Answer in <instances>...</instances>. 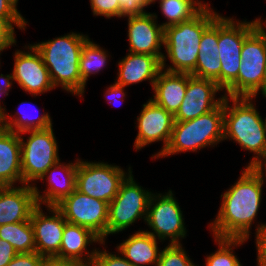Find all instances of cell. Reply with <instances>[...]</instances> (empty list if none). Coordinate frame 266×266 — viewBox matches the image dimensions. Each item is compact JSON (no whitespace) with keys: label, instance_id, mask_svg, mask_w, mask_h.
<instances>
[{"label":"cell","instance_id":"cell-1","mask_svg":"<svg viewBox=\"0 0 266 266\" xmlns=\"http://www.w3.org/2000/svg\"><path fill=\"white\" fill-rule=\"evenodd\" d=\"M262 169L246 167L235 185L223 196L218 216L210 227L215 238L248 239L261 202Z\"/></svg>","mask_w":266,"mask_h":266},{"label":"cell","instance_id":"cell-2","mask_svg":"<svg viewBox=\"0 0 266 266\" xmlns=\"http://www.w3.org/2000/svg\"><path fill=\"white\" fill-rule=\"evenodd\" d=\"M88 39L85 35L72 32L33 45L40 53L54 87L61 85L66 91L78 96L84 93L85 84L79 73V62L82 47Z\"/></svg>","mask_w":266,"mask_h":266},{"label":"cell","instance_id":"cell-3","mask_svg":"<svg viewBox=\"0 0 266 266\" xmlns=\"http://www.w3.org/2000/svg\"><path fill=\"white\" fill-rule=\"evenodd\" d=\"M219 16L207 4L192 19L164 29V46L174 65L166 71L191 74L195 70L202 34Z\"/></svg>","mask_w":266,"mask_h":266},{"label":"cell","instance_id":"cell-4","mask_svg":"<svg viewBox=\"0 0 266 266\" xmlns=\"http://www.w3.org/2000/svg\"><path fill=\"white\" fill-rule=\"evenodd\" d=\"M233 106L228 105L229 99L224 98V140L231 138L255 156L248 167L261 159H266V123L248 97H232Z\"/></svg>","mask_w":266,"mask_h":266},{"label":"cell","instance_id":"cell-5","mask_svg":"<svg viewBox=\"0 0 266 266\" xmlns=\"http://www.w3.org/2000/svg\"><path fill=\"white\" fill-rule=\"evenodd\" d=\"M224 100L208 113L187 121H174L169 145L160 155L196 151L224 140Z\"/></svg>","mask_w":266,"mask_h":266},{"label":"cell","instance_id":"cell-6","mask_svg":"<svg viewBox=\"0 0 266 266\" xmlns=\"http://www.w3.org/2000/svg\"><path fill=\"white\" fill-rule=\"evenodd\" d=\"M258 24L259 26L244 40L238 77L226 89L229 98L253 99L262 86L266 66V33L260 19Z\"/></svg>","mask_w":266,"mask_h":266},{"label":"cell","instance_id":"cell-7","mask_svg":"<svg viewBox=\"0 0 266 266\" xmlns=\"http://www.w3.org/2000/svg\"><path fill=\"white\" fill-rule=\"evenodd\" d=\"M233 20L219 16L218 59L221 62L222 89H227L237 79L244 40L259 26L258 19L241 23Z\"/></svg>","mask_w":266,"mask_h":266},{"label":"cell","instance_id":"cell-8","mask_svg":"<svg viewBox=\"0 0 266 266\" xmlns=\"http://www.w3.org/2000/svg\"><path fill=\"white\" fill-rule=\"evenodd\" d=\"M151 196V192L143 190L133 180L132 171L129 169L128 177L122 181L117 195L109 203L108 234L128 228L142 216L146 221Z\"/></svg>","mask_w":266,"mask_h":266},{"label":"cell","instance_id":"cell-9","mask_svg":"<svg viewBox=\"0 0 266 266\" xmlns=\"http://www.w3.org/2000/svg\"><path fill=\"white\" fill-rule=\"evenodd\" d=\"M30 133L27 142L21 138L22 184L40 179L45 172L59 161L58 147L53 129L27 130Z\"/></svg>","mask_w":266,"mask_h":266},{"label":"cell","instance_id":"cell-10","mask_svg":"<svg viewBox=\"0 0 266 266\" xmlns=\"http://www.w3.org/2000/svg\"><path fill=\"white\" fill-rule=\"evenodd\" d=\"M55 207L65 220L92 230L104 242L108 235L109 203L92 198L76 189Z\"/></svg>","mask_w":266,"mask_h":266},{"label":"cell","instance_id":"cell-11","mask_svg":"<svg viewBox=\"0 0 266 266\" xmlns=\"http://www.w3.org/2000/svg\"><path fill=\"white\" fill-rule=\"evenodd\" d=\"M126 178L119 166L103 162L90 163L79 160L76 172V190L92 198L110 203Z\"/></svg>","mask_w":266,"mask_h":266},{"label":"cell","instance_id":"cell-12","mask_svg":"<svg viewBox=\"0 0 266 266\" xmlns=\"http://www.w3.org/2000/svg\"><path fill=\"white\" fill-rule=\"evenodd\" d=\"M183 220L182 211L174 199L172 191L169 190L163 196L161 194L157 196L152 194L148 205L146 222L153 232H146L156 239L158 236L160 240H165L166 237H169L171 239L170 244H180L179 238L186 236Z\"/></svg>","mask_w":266,"mask_h":266},{"label":"cell","instance_id":"cell-13","mask_svg":"<svg viewBox=\"0 0 266 266\" xmlns=\"http://www.w3.org/2000/svg\"><path fill=\"white\" fill-rule=\"evenodd\" d=\"M222 88L211 79L199 78L188 74V84L183 99L174 121H187L195 119L214 110L224 100V96L215 100V93Z\"/></svg>","mask_w":266,"mask_h":266},{"label":"cell","instance_id":"cell-14","mask_svg":"<svg viewBox=\"0 0 266 266\" xmlns=\"http://www.w3.org/2000/svg\"><path fill=\"white\" fill-rule=\"evenodd\" d=\"M137 121L138 134L134 144L136 150L152 142L163 140V149L156 156H153V158H159L169 145L174 125V116L150 99L143 105V110L140 116H138Z\"/></svg>","mask_w":266,"mask_h":266},{"label":"cell","instance_id":"cell-15","mask_svg":"<svg viewBox=\"0 0 266 266\" xmlns=\"http://www.w3.org/2000/svg\"><path fill=\"white\" fill-rule=\"evenodd\" d=\"M155 19H157L156 14L146 12L128 16L129 52L157 56L164 69L165 56L159 52L164 45V28L157 25Z\"/></svg>","mask_w":266,"mask_h":266},{"label":"cell","instance_id":"cell-16","mask_svg":"<svg viewBox=\"0 0 266 266\" xmlns=\"http://www.w3.org/2000/svg\"><path fill=\"white\" fill-rule=\"evenodd\" d=\"M28 47L31 52L16 51L12 76L24 91L37 96L50 91L54 85L40 53L33 45Z\"/></svg>","mask_w":266,"mask_h":266},{"label":"cell","instance_id":"cell-17","mask_svg":"<svg viewBox=\"0 0 266 266\" xmlns=\"http://www.w3.org/2000/svg\"><path fill=\"white\" fill-rule=\"evenodd\" d=\"M52 216H46L37 205L30 216L34 230L36 252L44 257H55L60 252L66 220L55 206H48Z\"/></svg>","mask_w":266,"mask_h":266},{"label":"cell","instance_id":"cell-18","mask_svg":"<svg viewBox=\"0 0 266 266\" xmlns=\"http://www.w3.org/2000/svg\"><path fill=\"white\" fill-rule=\"evenodd\" d=\"M36 206L32 185L0 187V226L30 220Z\"/></svg>","mask_w":266,"mask_h":266},{"label":"cell","instance_id":"cell-19","mask_svg":"<svg viewBox=\"0 0 266 266\" xmlns=\"http://www.w3.org/2000/svg\"><path fill=\"white\" fill-rule=\"evenodd\" d=\"M91 242H100L102 239L89 228L72 224L66 221L63 230L60 252L55 256L58 259L74 261L81 266H92L94 255L97 250H93L91 254L87 253V260L83 259V253ZM85 262V263H84Z\"/></svg>","mask_w":266,"mask_h":266},{"label":"cell","instance_id":"cell-20","mask_svg":"<svg viewBox=\"0 0 266 266\" xmlns=\"http://www.w3.org/2000/svg\"><path fill=\"white\" fill-rule=\"evenodd\" d=\"M219 17L203 32L197 64L192 76L214 80L220 86Z\"/></svg>","mask_w":266,"mask_h":266},{"label":"cell","instance_id":"cell-21","mask_svg":"<svg viewBox=\"0 0 266 266\" xmlns=\"http://www.w3.org/2000/svg\"><path fill=\"white\" fill-rule=\"evenodd\" d=\"M20 133L0 126V187L22 183Z\"/></svg>","mask_w":266,"mask_h":266},{"label":"cell","instance_id":"cell-22","mask_svg":"<svg viewBox=\"0 0 266 266\" xmlns=\"http://www.w3.org/2000/svg\"><path fill=\"white\" fill-rule=\"evenodd\" d=\"M188 84V73H172L163 69L159 72L154 81V99L157 105L163 107L173 116L177 113Z\"/></svg>","mask_w":266,"mask_h":266},{"label":"cell","instance_id":"cell-23","mask_svg":"<svg viewBox=\"0 0 266 266\" xmlns=\"http://www.w3.org/2000/svg\"><path fill=\"white\" fill-rule=\"evenodd\" d=\"M119 75L117 84L123 87L151 79L153 87L159 72L162 70L161 60L150 54L129 53L118 63Z\"/></svg>","mask_w":266,"mask_h":266},{"label":"cell","instance_id":"cell-24","mask_svg":"<svg viewBox=\"0 0 266 266\" xmlns=\"http://www.w3.org/2000/svg\"><path fill=\"white\" fill-rule=\"evenodd\" d=\"M79 159L74 163H68V165H62L59 161L51 166L45 174L40 178V180H44V177L48 174V189L44 193L45 196L40 195L36 186H32L35 194V199L37 205H41L43 203L47 204L48 206H55L57 205L63 198L69 196L75 189H76V172L78 166ZM64 172L65 177H62L63 180L61 183L55 177V172L59 171ZM56 178V179H55ZM65 178V179H64ZM43 202V203H42Z\"/></svg>","mask_w":266,"mask_h":266},{"label":"cell","instance_id":"cell-25","mask_svg":"<svg viewBox=\"0 0 266 266\" xmlns=\"http://www.w3.org/2000/svg\"><path fill=\"white\" fill-rule=\"evenodd\" d=\"M156 238L146 231H139L124 240L117 248L134 266L156 265L160 252Z\"/></svg>","mask_w":266,"mask_h":266},{"label":"cell","instance_id":"cell-26","mask_svg":"<svg viewBox=\"0 0 266 266\" xmlns=\"http://www.w3.org/2000/svg\"><path fill=\"white\" fill-rule=\"evenodd\" d=\"M0 239L9 242L18 254L36 251L30 220L0 226Z\"/></svg>","mask_w":266,"mask_h":266},{"label":"cell","instance_id":"cell-27","mask_svg":"<svg viewBox=\"0 0 266 266\" xmlns=\"http://www.w3.org/2000/svg\"><path fill=\"white\" fill-rule=\"evenodd\" d=\"M206 5L202 4L201 1L194 0H160V8L168 20L161 26L165 29L168 26L188 21L195 17Z\"/></svg>","mask_w":266,"mask_h":266},{"label":"cell","instance_id":"cell-28","mask_svg":"<svg viewBox=\"0 0 266 266\" xmlns=\"http://www.w3.org/2000/svg\"><path fill=\"white\" fill-rule=\"evenodd\" d=\"M24 103L26 102H22L21 104ZM4 111L5 107L0 109V126L12 132L21 134V132L27 130H44L52 127V121L48 113H45L40 117L30 118V116L24 114V112L23 114L21 113L20 117L11 119V115L5 114Z\"/></svg>","mask_w":266,"mask_h":266},{"label":"cell","instance_id":"cell-29","mask_svg":"<svg viewBox=\"0 0 266 266\" xmlns=\"http://www.w3.org/2000/svg\"><path fill=\"white\" fill-rule=\"evenodd\" d=\"M107 56L106 51H103L99 45L89 39L84 43L80 56L79 73L85 85L88 77L99 72L106 64Z\"/></svg>","mask_w":266,"mask_h":266},{"label":"cell","instance_id":"cell-30","mask_svg":"<svg viewBox=\"0 0 266 266\" xmlns=\"http://www.w3.org/2000/svg\"><path fill=\"white\" fill-rule=\"evenodd\" d=\"M215 241H218L219 249L206 258V266H241L230 247L240 245L247 239L215 238Z\"/></svg>","mask_w":266,"mask_h":266},{"label":"cell","instance_id":"cell-31","mask_svg":"<svg viewBox=\"0 0 266 266\" xmlns=\"http://www.w3.org/2000/svg\"><path fill=\"white\" fill-rule=\"evenodd\" d=\"M157 266H197L191 262L181 244H169L160 252Z\"/></svg>","mask_w":266,"mask_h":266},{"label":"cell","instance_id":"cell-32","mask_svg":"<svg viewBox=\"0 0 266 266\" xmlns=\"http://www.w3.org/2000/svg\"><path fill=\"white\" fill-rule=\"evenodd\" d=\"M90 3L94 15L121 17L122 6L119 0H90Z\"/></svg>","mask_w":266,"mask_h":266},{"label":"cell","instance_id":"cell-33","mask_svg":"<svg viewBox=\"0 0 266 266\" xmlns=\"http://www.w3.org/2000/svg\"><path fill=\"white\" fill-rule=\"evenodd\" d=\"M0 17L6 19L11 25L14 23L20 29H25L27 22L10 0H0Z\"/></svg>","mask_w":266,"mask_h":266},{"label":"cell","instance_id":"cell-34","mask_svg":"<svg viewBox=\"0 0 266 266\" xmlns=\"http://www.w3.org/2000/svg\"><path fill=\"white\" fill-rule=\"evenodd\" d=\"M92 266H134L123 256L109 254L107 251H96Z\"/></svg>","mask_w":266,"mask_h":266},{"label":"cell","instance_id":"cell-35","mask_svg":"<svg viewBox=\"0 0 266 266\" xmlns=\"http://www.w3.org/2000/svg\"><path fill=\"white\" fill-rule=\"evenodd\" d=\"M16 43L14 27L6 19L0 17V50H4Z\"/></svg>","mask_w":266,"mask_h":266},{"label":"cell","instance_id":"cell-36","mask_svg":"<svg viewBox=\"0 0 266 266\" xmlns=\"http://www.w3.org/2000/svg\"><path fill=\"white\" fill-rule=\"evenodd\" d=\"M43 258L36 251L17 254L7 266H40Z\"/></svg>","mask_w":266,"mask_h":266},{"label":"cell","instance_id":"cell-37","mask_svg":"<svg viewBox=\"0 0 266 266\" xmlns=\"http://www.w3.org/2000/svg\"><path fill=\"white\" fill-rule=\"evenodd\" d=\"M121 3V17L143 14L144 7L147 6V0H119Z\"/></svg>","mask_w":266,"mask_h":266},{"label":"cell","instance_id":"cell-38","mask_svg":"<svg viewBox=\"0 0 266 266\" xmlns=\"http://www.w3.org/2000/svg\"><path fill=\"white\" fill-rule=\"evenodd\" d=\"M258 266H266V224H261L256 231Z\"/></svg>","mask_w":266,"mask_h":266},{"label":"cell","instance_id":"cell-39","mask_svg":"<svg viewBox=\"0 0 266 266\" xmlns=\"http://www.w3.org/2000/svg\"><path fill=\"white\" fill-rule=\"evenodd\" d=\"M17 254L9 242L0 239V266H7Z\"/></svg>","mask_w":266,"mask_h":266},{"label":"cell","instance_id":"cell-40","mask_svg":"<svg viewBox=\"0 0 266 266\" xmlns=\"http://www.w3.org/2000/svg\"><path fill=\"white\" fill-rule=\"evenodd\" d=\"M40 266H81L80 264L56 257H44Z\"/></svg>","mask_w":266,"mask_h":266},{"label":"cell","instance_id":"cell-41","mask_svg":"<svg viewBox=\"0 0 266 266\" xmlns=\"http://www.w3.org/2000/svg\"><path fill=\"white\" fill-rule=\"evenodd\" d=\"M123 86L122 85H120V84H117L116 82H115V84H113V85H111L109 88H108V90H107V92H106V95L109 97V96H111V97H109V100H110V104H111V102L113 101V102H117L118 103V101L120 102V99L121 98H123L124 96H125V94H124V90H123ZM106 96V97H107ZM114 99H113V98ZM111 98V99H110ZM113 99V100H112Z\"/></svg>","mask_w":266,"mask_h":266},{"label":"cell","instance_id":"cell-42","mask_svg":"<svg viewBox=\"0 0 266 266\" xmlns=\"http://www.w3.org/2000/svg\"><path fill=\"white\" fill-rule=\"evenodd\" d=\"M0 95L4 93V95H8L7 91L10 89L11 87V82L9 80L14 79L12 74L11 75H6L4 77L3 74L0 75ZM2 108V106H0V109Z\"/></svg>","mask_w":266,"mask_h":266},{"label":"cell","instance_id":"cell-43","mask_svg":"<svg viewBox=\"0 0 266 266\" xmlns=\"http://www.w3.org/2000/svg\"><path fill=\"white\" fill-rule=\"evenodd\" d=\"M259 90H261L263 96L266 97V66H265L264 76H263V79H262V86H261V88Z\"/></svg>","mask_w":266,"mask_h":266},{"label":"cell","instance_id":"cell-44","mask_svg":"<svg viewBox=\"0 0 266 266\" xmlns=\"http://www.w3.org/2000/svg\"><path fill=\"white\" fill-rule=\"evenodd\" d=\"M264 161V164H262V160L257 162L256 164H254L253 166H251L253 169H264L265 168V171H266V159H263ZM264 167V168H263ZM266 173V172H265ZM266 176V175H265Z\"/></svg>","mask_w":266,"mask_h":266},{"label":"cell","instance_id":"cell-45","mask_svg":"<svg viewBox=\"0 0 266 266\" xmlns=\"http://www.w3.org/2000/svg\"><path fill=\"white\" fill-rule=\"evenodd\" d=\"M155 0H147V6L151 3H153Z\"/></svg>","mask_w":266,"mask_h":266},{"label":"cell","instance_id":"cell-46","mask_svg":"<svg viewBox=\"0 0 266 266\" xmlns=\"http://www.w3.org/2000/svg\"><path fill=\"white\" fill-rule=\"evenodd\" d=\"M13 4L17 5L18 0H10Z\"/></svg>","mask_w":266,"mask_h":266}]
</instances>
